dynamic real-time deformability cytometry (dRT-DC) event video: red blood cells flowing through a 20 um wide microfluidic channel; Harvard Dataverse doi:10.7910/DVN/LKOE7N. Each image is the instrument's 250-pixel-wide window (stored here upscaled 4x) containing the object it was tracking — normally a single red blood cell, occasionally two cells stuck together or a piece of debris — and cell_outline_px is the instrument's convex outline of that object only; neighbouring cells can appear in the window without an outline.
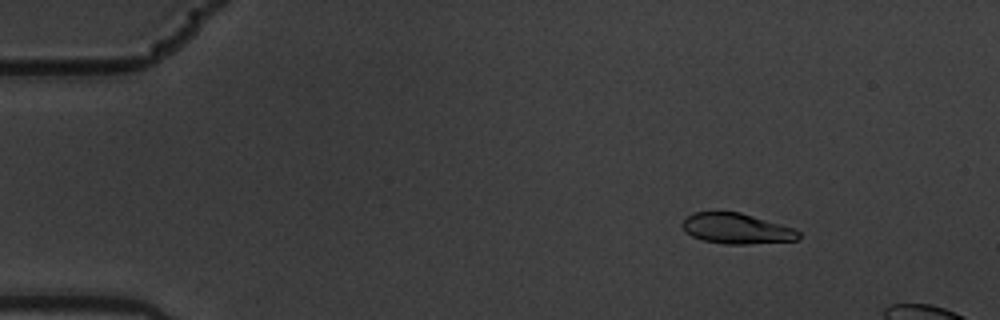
{"species": "common noctule bat (a hibernating species)", "species_latin": "Nyctalus noctula", "temperature_condition": "warm", "stored_images_in_passage": 5, "camera_frame_rate_fps": 3000, "um_per_image_px": 0.085, "animal": {"sex": "male", "body_mass_g": 19.5, "forearm_length_mm": 54.6}, "frame": {"image": 1, "passage_image": 2, "time_ms": 0.333, "image_size_px": [1000, 320], "cell_outline_px": [[800, 236], [796, 240], [748, 244], [724, 244], [704, 240], [692, 236], [684, 232], [680, 224], [692, 212], [740, 212], [792, 228], [800, 232]], "centroid_in_image_um": [62.55, 19.43], "position_along_channel_um": 22.4, "area_um2": 20.46}}